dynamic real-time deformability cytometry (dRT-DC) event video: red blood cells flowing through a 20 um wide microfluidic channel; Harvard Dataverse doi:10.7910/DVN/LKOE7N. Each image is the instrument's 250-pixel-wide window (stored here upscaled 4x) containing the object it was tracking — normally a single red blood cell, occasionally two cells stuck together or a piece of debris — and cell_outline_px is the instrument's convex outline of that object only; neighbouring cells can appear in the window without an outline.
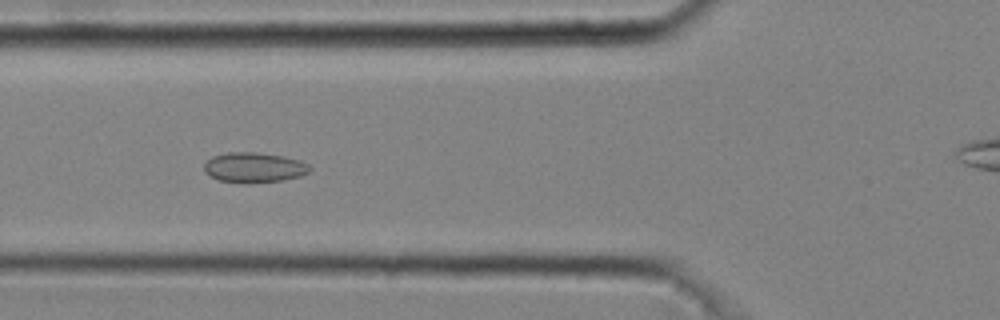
{"species": "common noctule bat (a hibernating species)", "species_latin": "Nyctalus noctula", "temperature_condition": "cold", "stored_images_in_passage": 34, "camera_frame_rate_fps": 3000, "um_per_image_px": 0.085, "animal": {"sex": "male", "body_mass_g": 20.4}, "frame": {"image": 1, "passage_image": 10, "time_ms": 3.0, "image_size_px": [1000, 320], "cell_outline_px": [[312, 168], [308, 172], [300, 176], [280, 180], [220, 180], [208, 176], [204, 172], [204, 164], [212, 156], [228, 152], [256, 152], [284, 156], [300, 160], [308, 164]], "centroid_in_image_um": [21.59, 14.18], "position_along_channel_um": 104.2, "area_um2": 17.8}}
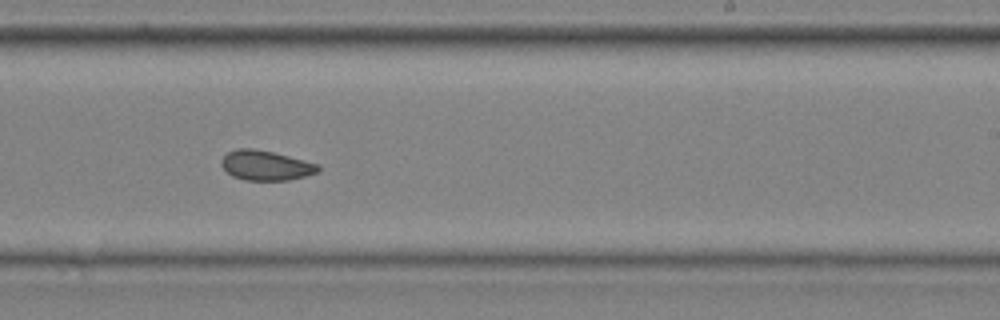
{"frame": {"image": 2, "passage_image": 22, "time_ms": 7.0, "image_size_px": [1000, 320], "cell_outline_px": [[320, 168], [316, 172], [304, 176], [288, 180], [244, 180], [232, 176], [220, 164], [220, 160], [228, 152], [236, 148], [252, 148], [272, 152], [320, 164]], "centroid_in_image_um": [22.56, 14.05], "position_along_channel_um": 266.4, "area_um2": 16.7}}
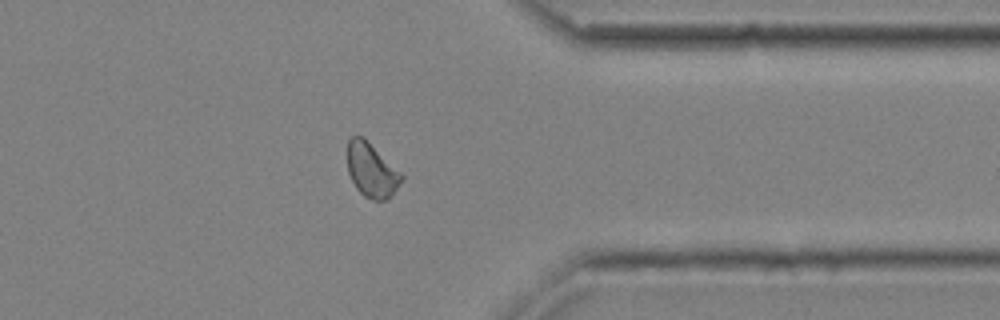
{"frame": {"image": 3, "passage_image": 31, "time_ms": 10.0, "image_size_px": [1000, 320], "cell_outline_px": [[404, 176], [388, 200], [372, 200], [364, 196], [356, 188], [348, 172], [348, 140], [352, 136], [360, 136], [400, 172]], "centroid_in_image_um": [31.56, 14.52], "position_along_channel_um": 379.8, "area_um2": 16.42}, "authors_computed_cell_mechanics": {"area_um2": 16.9354, "velocity_mm_per_s": 4.0561, "shape_relaxation_time_tau1_ms": null, "shape_relaxation_time_tau2_ms": 1.8579, "deformation_change_tau1": null, "deformation_change_tau2": 0.0584}}